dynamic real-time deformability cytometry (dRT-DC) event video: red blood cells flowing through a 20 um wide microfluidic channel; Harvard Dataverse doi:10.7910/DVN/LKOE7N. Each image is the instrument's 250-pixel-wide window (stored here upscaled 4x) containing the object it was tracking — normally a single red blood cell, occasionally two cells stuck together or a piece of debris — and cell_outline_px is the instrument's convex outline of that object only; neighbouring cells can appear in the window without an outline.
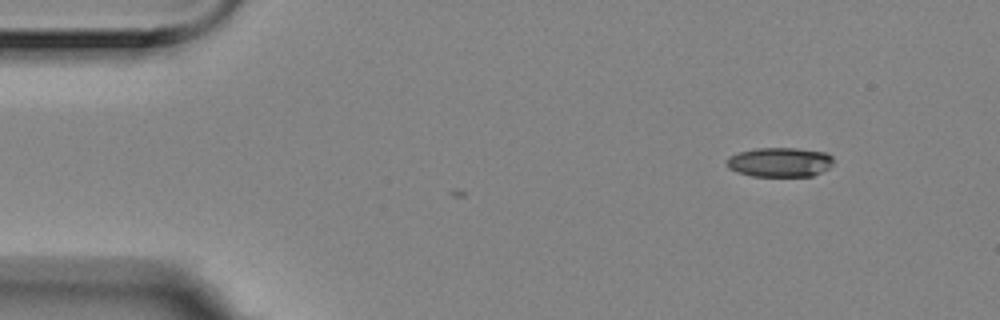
{"species": "Egyptian fruit bat (a non-hibernating species)", "species_latin": "Rousettus aegyptiacus", "temperature_condition": "room temperature", "stored_images_in_passage": 4, "camera_frame_rate_fps": 3000, "um_per_image_px": 0.085, "animal": {"sex": "female"}, "frame": {"image": 1, "passage_image": 1, "time_ms": 0.0, "image_size_px": [1000, 320], "cell_outline_px": [[832, 164], [828, 168], [812, 176], [752, 176], [728, 168], [728, 156], [740, 152], [756, 148], [796, 148], [828, 152], [832, 156]], "centroid_in_image_um": [66.31, 13.77], "position_along_channel_um": 18.7, "area_um2": 18.21}}
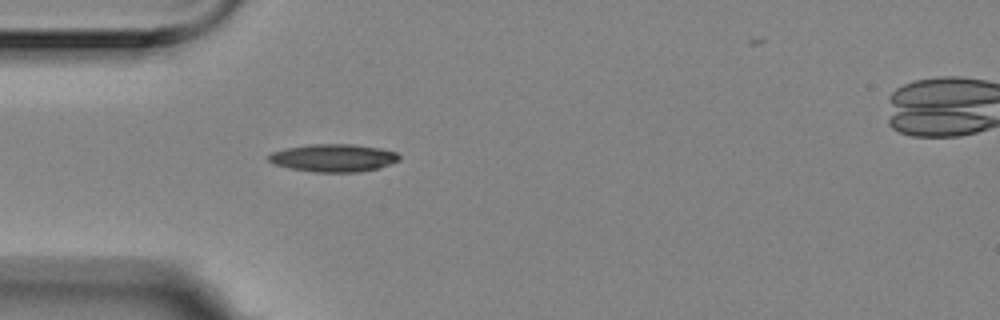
{"frame": {"image": 2, "passage_image": 3, "time_ms": 0.667, "image_size_px": [1000, 320], "cell_outline_px": [[400, 160], [380, 168], [360, 172], [312, 172], [288, 168], [272, 164], [268, 160], [268, 156], [272, 152], [284, 148], [312, 144], [352, 144], [380, 148], [396, 152], [400, 156]], "centroid_in_image_um": [28.33, 13.43], "position_along_channel_um": 56.7, "area_um2": 21.33}}